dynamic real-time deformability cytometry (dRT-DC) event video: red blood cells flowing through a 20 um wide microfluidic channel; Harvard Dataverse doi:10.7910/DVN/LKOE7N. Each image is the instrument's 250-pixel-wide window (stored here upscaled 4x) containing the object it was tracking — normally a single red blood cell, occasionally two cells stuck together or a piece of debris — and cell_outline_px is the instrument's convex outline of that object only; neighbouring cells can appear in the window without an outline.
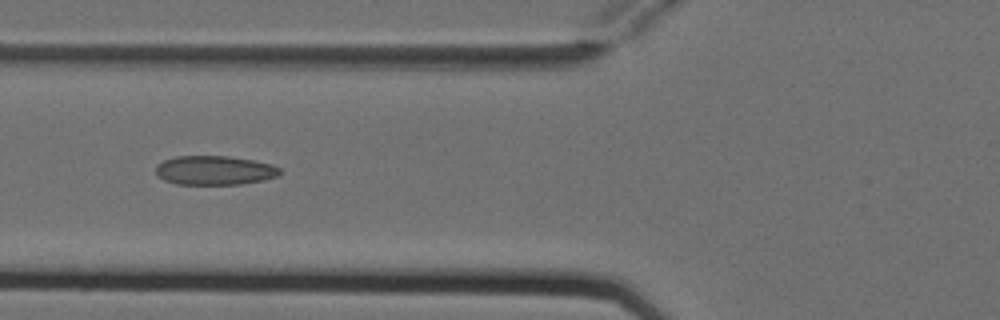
{"species": "Egyptian fruit bat (a non-hibernating species)", "species_latin": "Rousettus aegyptiacus", "temperature_condition": "cold", "stored_images_in_passage": 5, "camera_frame_rate_fps": 3000, "um_per_image_px": 0.085, "animal": {"sex": "female"}, "frame": {"image": 1, "passage_image": 4, "time_ms": 1.0, "image_size_px": [1000, 320], "cell_outline_px": [[280, 172], [276, 176], [264, 180], [240, 184], [176, 184], [164, 180], [156, 176], [156, 168], [164, 160], [176, 156], [228, 156], [252, 160], [272, 164], [280, 168]], "centroid_in_image_um": [18.23, 14.48], "position_along_channel_um": 107.6, "area_um2": 20.98}}
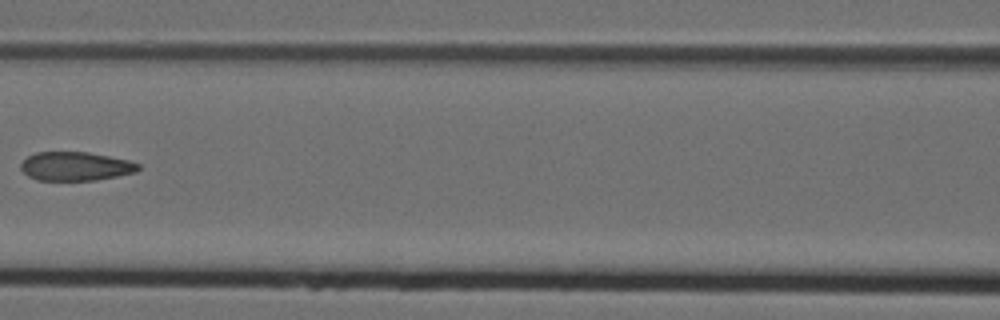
{"frame": {"image": 2, "passage_image": 5, "time_ms": 1.333, "image_size_px": [1000, 320], "cell_outline_px": [[140, 168], [136, 172], [96, 180], [36, 180], [28, 176], [20, 168], [20, 164], [28, 156], [36, 152], [88, 152], [128, 160], [140, 164]], "centroid_in_image_um": [6.41, 14.13], "position_along_channel_um": 160.2, "area_um2": 19.65}}